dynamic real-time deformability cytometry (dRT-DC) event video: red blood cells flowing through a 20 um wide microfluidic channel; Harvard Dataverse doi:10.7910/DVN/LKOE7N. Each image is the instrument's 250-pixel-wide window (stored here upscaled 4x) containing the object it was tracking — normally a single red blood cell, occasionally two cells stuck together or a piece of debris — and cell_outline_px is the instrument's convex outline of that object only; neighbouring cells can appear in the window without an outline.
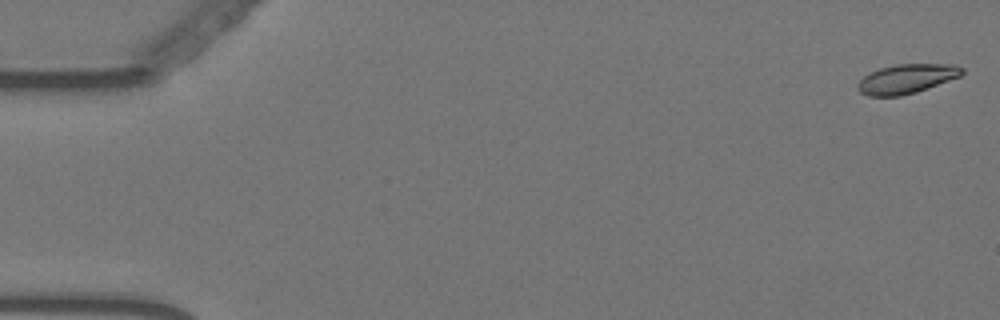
{"species": "Egyptian fruit bat (a non-hibernating species)", "species_latin": "Rousettus aegyptiacus", "temperature_condition": "warm", "stored_images_in_passage": 36, "camera_frame_rate_fps": 3000, "um_per_image_px": 0.085, "animal": {"sex": "female"}, "frame": {"image": 1, "passage_image": 1, "time_ms": 0.0, "image_size_px": [1000, 320], "cell_outline_px": [[964, 72], [960, 76], [916, 92], [900, 96], [868, 96], [860, 92], [856, 88], [856, 84], [864, 76], [880, 68], [896, 64], [952, 64], [964, 68]], "centroid_in_image_um": [77.04, 6.7], "position_along_channel_um": 8.0, "area_um2": 17.74}}